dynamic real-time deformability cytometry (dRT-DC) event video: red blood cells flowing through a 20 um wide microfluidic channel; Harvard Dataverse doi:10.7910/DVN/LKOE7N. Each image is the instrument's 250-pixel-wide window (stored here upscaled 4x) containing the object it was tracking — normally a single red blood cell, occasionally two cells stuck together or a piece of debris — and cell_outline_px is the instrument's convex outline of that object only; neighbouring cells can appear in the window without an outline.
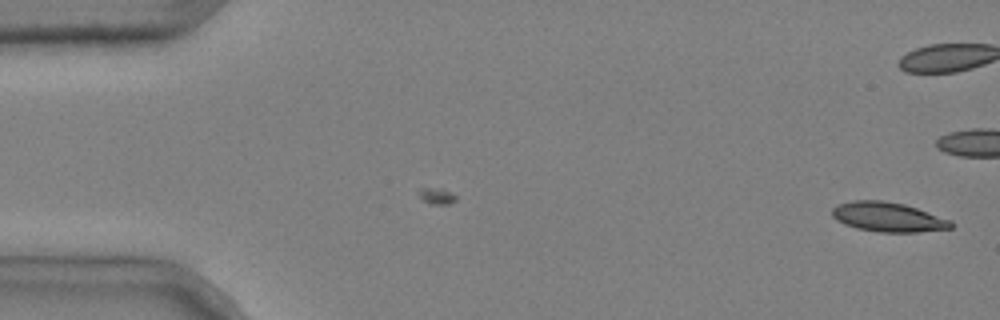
{"species": "common noctule bat (a hibernating species)", "species_latin": "Nyctalus noctula", "temperature_condition": "cold", "stored_images_in_passage": 2, "camera_frame_rate_fps": 3000, "um_per_image_px": 0.085, "animal": {"sex": "male", "body_mass_g": 20.4}, "frame": {"image": 1, "passage_image": 2, "time_ms": 0.333, "image_size_px": [1000, 320], "cell_outline_px": [[952, 228], [920, 232], [880, 232], [856, 228], [844, 224], [836, 220], [832, 216], [832, 208], [836, 204], [852, 200], [884, 200], [904, 204], [952, 220]], "centroid_in_image_um": [75.45, 18.44], "position_along_channel_um": 9.5, "area_um2": 20.58}}